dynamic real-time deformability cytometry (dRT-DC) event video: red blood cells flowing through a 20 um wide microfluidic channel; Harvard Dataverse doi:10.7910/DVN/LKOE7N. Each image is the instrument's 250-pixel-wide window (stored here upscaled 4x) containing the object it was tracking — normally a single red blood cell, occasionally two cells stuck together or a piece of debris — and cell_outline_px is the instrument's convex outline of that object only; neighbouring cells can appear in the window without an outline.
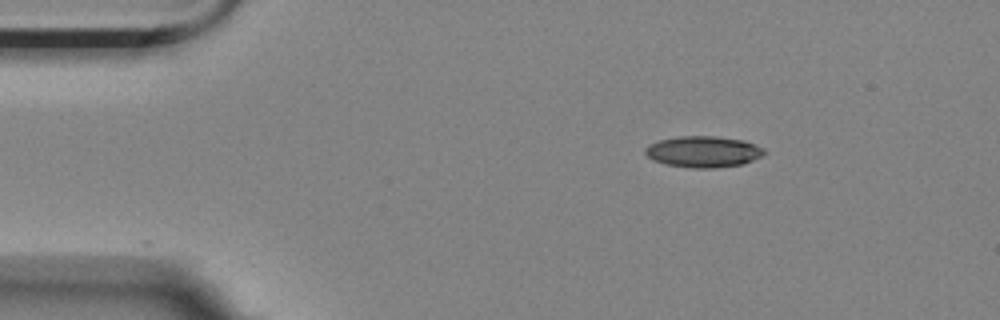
{"species": "Egyptian fruit bat (a non-hibernating species)", "species_latin": "Rousettus aegyptiacus", "temperature_condition": "room temperature", "stored_images_in_passage": 49, "camera_frame_rate_fps": 3000, "um_per_image_px": 0.085, "animal": {"sex": "female"}, "frame": {"image": 1, "passage_image": 1, "time_ms": 0.0, "image_size_px": [1000, 320], "cell_outline_px": [[768, 152], [764, 156], [740, 164], [716, 168], [692, 168], [664, 164], [652, 160], [644, 152], [644, 148], [648, 144], [660, 140], [680, 136], [716, 136], [744, 140], [764, 148]], "centroid_in_image_um": [59.78, 12.89], "position_along_channel_um": 25.2, "area_um2": 21.85}}
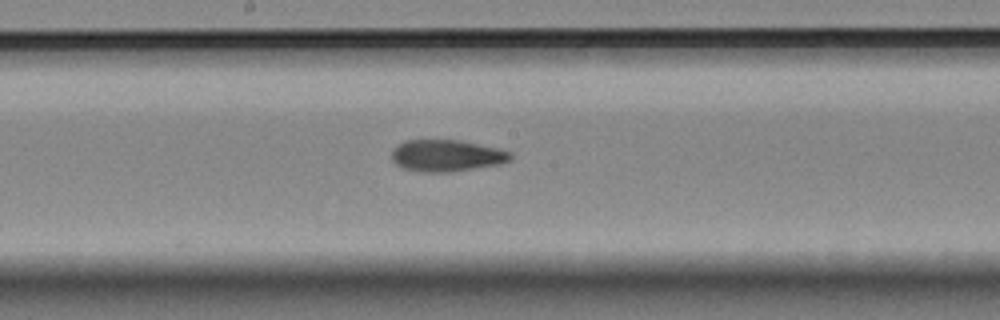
{"frame": {"image": 2, "passage_image": 22, "time_ms": 7.0, "image_size_px": [1000, 320], "cell_outline_px": [[512, 160], [500, 164], [452, 172], [420, 172], [404, 168], [396, 164], [392, 160], [392, 148], [396, 144], [404, 140], [456, 140], [496, 148], [512, 152]], "centroid_in_image_um": [37.93, 13.23], "position_along_channel_um": 210.3, "area_um2": 22.02}}
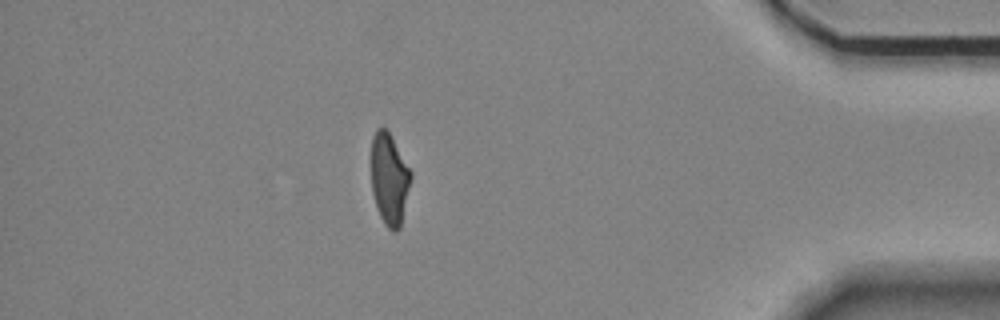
{"frame": {"image": 3, "passage_image": 42, "time_ms": 13.667, "image_size_px": [1000, 320], "cell_outline_px": [[412, 180], [400, 228], [396, 232], [392, 232], [384, 224], [380, 216], [372, 192], [372, 136], [376, 128], [384, 128], [388, 132], [412, 172]], "centroid_in_image_um": [33.11, 15.26], "position_along_channel_um": 402.1, "area_um2": 21.04}, "authors_computed_cell_mechanics": {"area_um2": 22.1952, "velocity_mm_per_s": 3.5081, "shape_relaxation_time_tau1_ms": null, "shape_relaxation_time_tau2_ms": 3.1229, "deformation_change_tau1": null, "deformation_change_tau2": 0.1077}}